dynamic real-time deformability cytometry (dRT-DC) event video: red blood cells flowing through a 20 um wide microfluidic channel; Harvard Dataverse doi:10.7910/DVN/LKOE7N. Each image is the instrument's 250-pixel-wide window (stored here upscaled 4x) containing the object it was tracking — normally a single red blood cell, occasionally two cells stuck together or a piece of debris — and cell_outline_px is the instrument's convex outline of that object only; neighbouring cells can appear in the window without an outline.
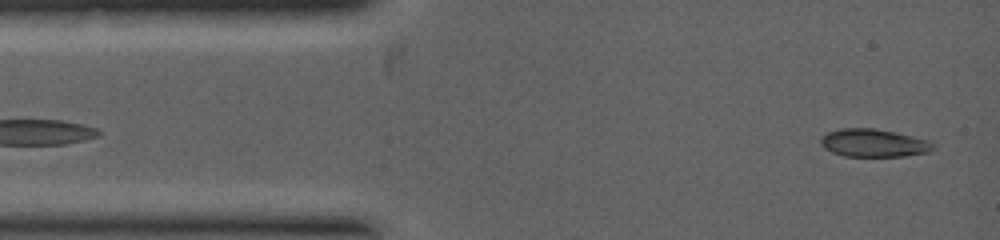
{"species": "common noctule bat (a hibernating species)", "species_latin": "Nyctalus noctula", "temperature_condition": "warm", "stored_images_in_passage": 15, "camera_frame_rate_fps": 5000, "um_per_image_px": 0.085, "animal": {"sex": "female", "body_mass_g": 19.0, "forearm_length_mm": 53.3}, "frame": {"image": 1, "passage_image": 1, "time_ms": 0.0, "image_size_px": [1000, 240], "cell_outline_px": [[936, 148], [928, 152], [904, 156], [844, 156], [832, 152], [824, 148], [820, 144], [820, 136], [828, 132], [840, 128], [876, 128], [896, 132], [928, 140], [936, 144]], "centroid_in_image_um": [74.26, 12.15], "position_along_channel_um": 10.7, "area_um2": 18.5}}
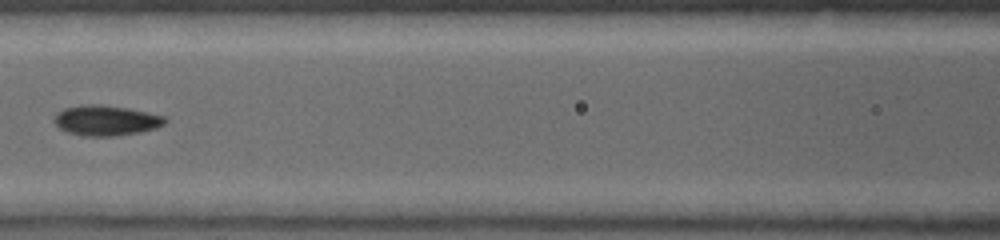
{"frame": {"image": 2, "passage_image": 9, "time_ms": 3.0, "image_size_px": [1000, 240], "cell_outline_px": [[168, 120], [164, 124], [156, 128], [140, 132], [116, 136], [80, 136], [68, 132], [60, 128], [52, 120], [56, 112], [64, 108], [80, 104], [100, 104], [128, 108], [168, 116]], "centroid_in_image_um": [9.02, 10.23], "position_along_channel_um": 157.6, "area_um2": 19.94}}
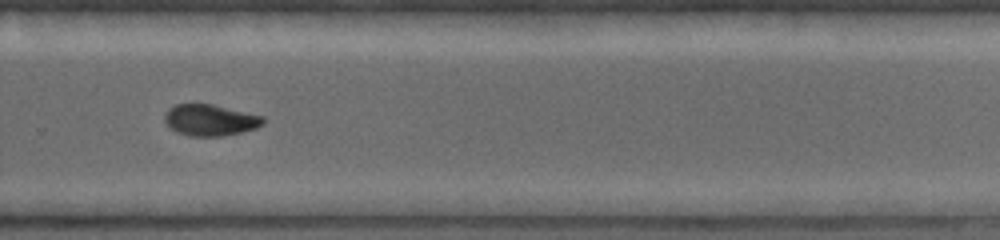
{"frame": {"image": 3, "passage_image": 15, "time_ms": 5.2, "image_size_px": [1000, 240], "cell_outline_px": [[264, 124], [256, 128], [224, 136], [192, 136], [176, 132], [164, 120], [164, 116], [168, 108], [176, 104], [212, 104], [264, 116]], "centroid_in_image_um": [17.87, 10.2], "position_along_channel_um": 311.9, "area_um2": 17.92}}